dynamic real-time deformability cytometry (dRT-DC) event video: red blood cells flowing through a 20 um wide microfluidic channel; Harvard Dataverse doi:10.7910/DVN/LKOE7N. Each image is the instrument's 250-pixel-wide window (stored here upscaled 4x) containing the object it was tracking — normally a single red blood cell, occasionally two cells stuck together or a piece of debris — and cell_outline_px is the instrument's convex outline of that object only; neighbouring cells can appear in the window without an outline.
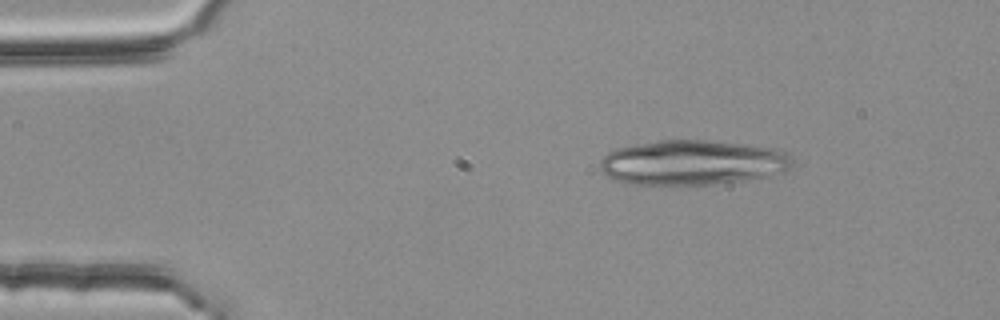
{"species": "common noctule bat (a hibernating species)", "species_latin": "Nyctalus noctula", "temperature_condition": "room temperature", "stored_images_in_passage": 46, "camera_frame_rate_fps": 3000, "um_per_image_px": 0.085, "animal": {"sex": "female", "body_mass_g": 25.1}, "frame": {"image": 1, "passage_image": 1, "time_ms": 0.0, "image_size_px": [1000, 320], "cell_outline_px": [[792, 164], [784, 172], [768, 176], [712, 184], [628, 184], [616, 180], [608, 176], [600, 168], [600, 160], [608, 152], [616, 148], [636, 144], [660, 140], [704, 140], [776, 148], [788, 152], [792, 156]], "centroid_in_image_um": [58.86, 13.81], "position_along_channel_um": 26.1, "area_um2": 50.05}}
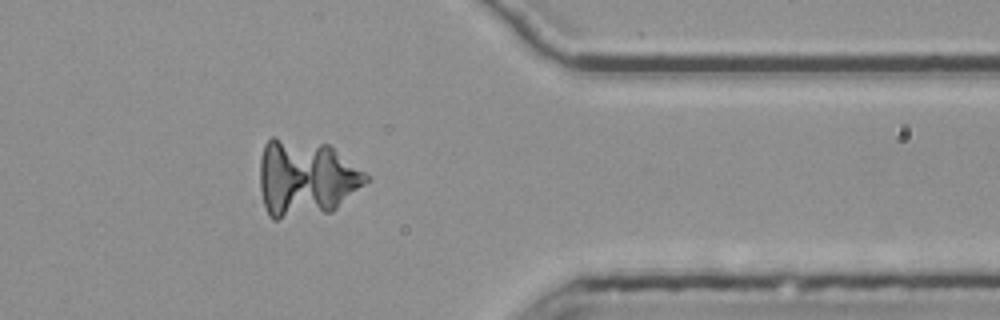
{"frame": {"image": 2, "passage_image": 36, "time_ms": 11.667, "image_size_px": [1000, 320], "cell_outline_px": [[372, 180], [332, 212], [276, 220], [272, 220], [268, 216], [264, 204], [260, 188], [260, 156], [264, 144], [272, 136], [328, 144], [364, 172]], "centroid_in_image_um": [25.99, 15.15], "position_along_channel_um": 385.4, "area_um2": 48.09}}
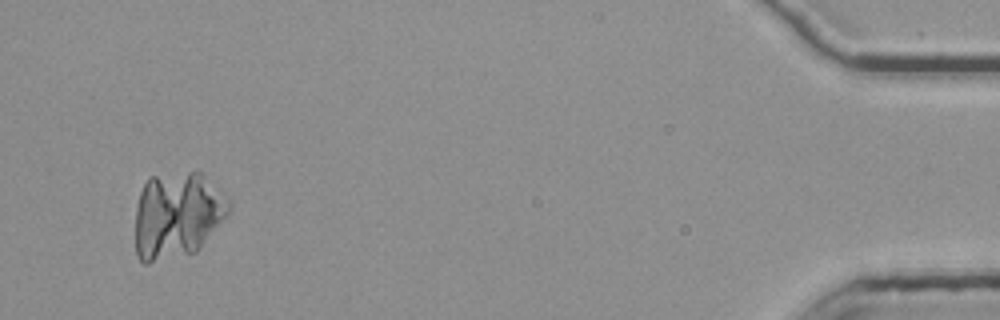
{"frame": {"image": 3, "passage_image": 44, "time_ms": 14.333, "image_size_px": [1000, 320], "cell_outline_px": [[232, 212], [196, 252], [148, 264], [144, 264], [136, 256], [136, 208], [140, 192], [148, 176], [188, 172], [200, 172], [228, 196], [232, 208]], "centroid_in_image_um": [15.09, 18.29], "position_along_channel_um": 420.1, "area_um2": 47.8}}